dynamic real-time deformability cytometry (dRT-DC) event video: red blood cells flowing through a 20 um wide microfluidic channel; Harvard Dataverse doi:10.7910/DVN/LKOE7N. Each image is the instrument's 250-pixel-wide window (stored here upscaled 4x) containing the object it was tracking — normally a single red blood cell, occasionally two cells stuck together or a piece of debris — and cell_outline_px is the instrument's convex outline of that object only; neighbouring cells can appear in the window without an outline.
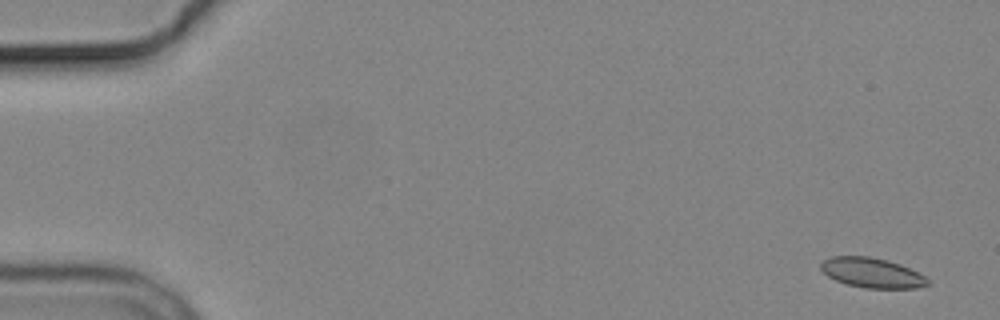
{"species": "common noctule bat (a hibernating species)", "species_latin": "Nyctalus noctula", "temperature_condition": "cold", "stored_images_in_passage": 7, "camera_frame_rate_fps": 3000, "um_per_image_px": 0.085, "animal": {"sex": "male", "body_mass_g": 19.2, "forearm_length_mm": 51.8}, "frame": {"image": 1, "passage_image": 1, "time_ms": 0.0, "image_size_px": [1000, 320], "cell_outline_px": [[928, 284], [916, 288], [864, 288], [848, 284], [836, 280], [828, 276], [820, 268], [820, 264], [824, 260], [832, 256], [868, 256], [888, 260], [900, 264], [924, 276], [928, 280]], "centroid_in_image_um": [74.09, 23.18], "position_along_channel_um": 10.9, "area_um2": 18.38}}
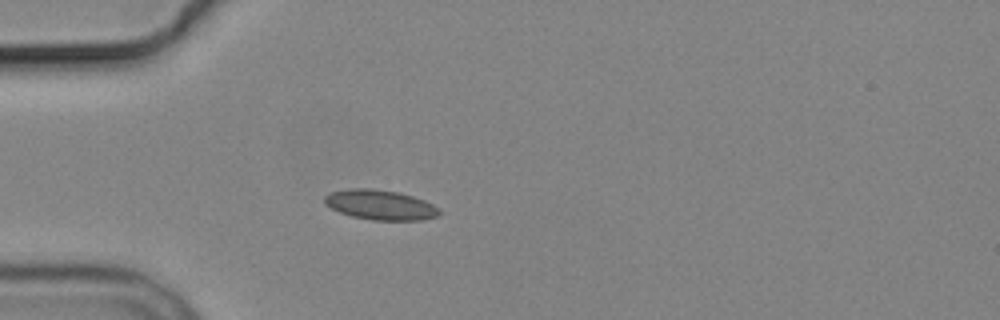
{"frame": {"image": 2, "passage_image": 5, "time_ms": 4.667, "image_size_px": [1000, 320], "cell_outline_px": [[440, 212], [436, 216], [420, 220], [372, 220], [352, 216], [340, 212], [324, 204], [324, 196], [332, 192], [348, 188], [372, 188], [400, 192], [424, 200], [432, 204]], "centroid_in_image_um": [32.28, 17.4], "position_along_channel_um": 52.7, "area_um2": 19.88}}